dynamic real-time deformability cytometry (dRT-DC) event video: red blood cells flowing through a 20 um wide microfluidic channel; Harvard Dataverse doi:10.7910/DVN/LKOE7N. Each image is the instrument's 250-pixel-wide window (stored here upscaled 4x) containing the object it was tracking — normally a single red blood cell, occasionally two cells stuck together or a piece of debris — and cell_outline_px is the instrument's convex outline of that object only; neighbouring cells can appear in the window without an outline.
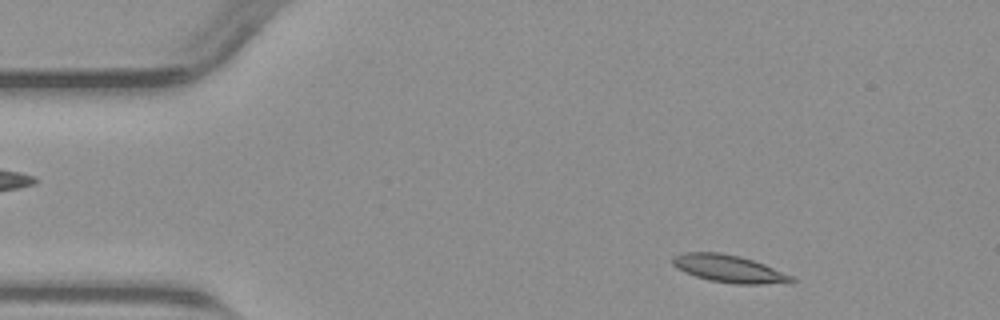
{"species": "common noctule bat (a hibernating species)", "species_latin": "Nyctalus noctula", "temperature_condition": "warm", "stored_images_in_passage": 16, "camera_frame_rate_fps": 3000, "um_per_image_px": 0.085, "animal": {"sex": "male", "body_mass_g": 23.1, "forearm_length_mm": 52.7}, "frame": {"image": 1, "passage_image": 4, "time_ms": 1.0, "image_size_px": [1000, 320], "cell_outline_px": [[796, 280], [792, 284], [736, 284], [708, 280], [684, 272], [676, 268], [672, 264], [672, 256], [684, 252], [720, 252], [740, 256], [764, 264], [792, 276]], "centroid_in_image_um": [61.97, 22.85], "position_along_channel_um": 23.0, "area_um2": 19.25}}
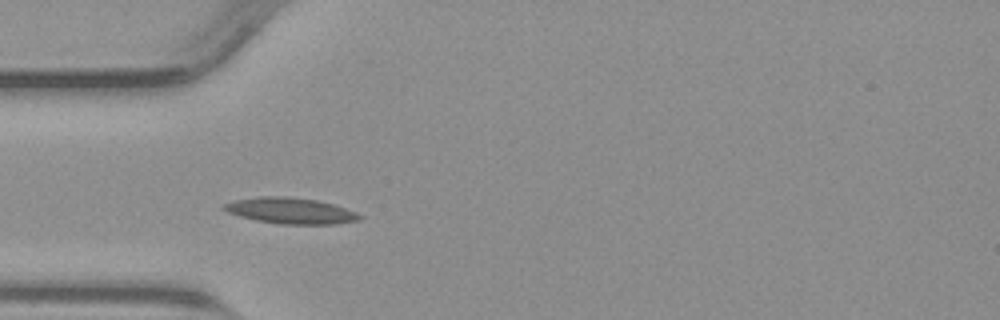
{"frame": {"image": 2, "passage_image": 12, "time_ms": 3.667, "image_size_px": [1000, 320], "cell_outline_px": [[364, 216], [360, 220], [332, 224], [284, 224], [256, 220], [240, 216], [228, 212], [220, 208], [224, 204], [232, 200], [260, 196], [284, 196], [316, 200], [332, 204], [356, 212]], "centroid_in_image_um": [24.67, 17.9], "position_along_channel_um": 60.3, "area_um2": 20.46}}
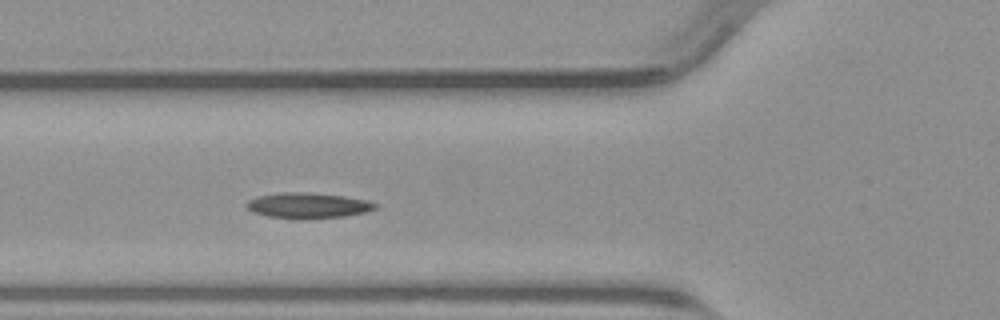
{"frame": {"image": 3, "passage_image": 15, "time_ms": 4.667, "image_size_px": [1000, 320], "cell_outline_px": [[380, 204], [376, 208], [368, 212], [344, 216], [300, 220], [296, 220], [268, 216], [252, 212], [244, 204], [248, 200], [260, 196], [280, 192], [304, 192], [344, 196], [368, 200]], "centroid_in_image_um": [26.2, 17.48], "position_along_channel_um": 99.6, "area_um2": 19.48}}